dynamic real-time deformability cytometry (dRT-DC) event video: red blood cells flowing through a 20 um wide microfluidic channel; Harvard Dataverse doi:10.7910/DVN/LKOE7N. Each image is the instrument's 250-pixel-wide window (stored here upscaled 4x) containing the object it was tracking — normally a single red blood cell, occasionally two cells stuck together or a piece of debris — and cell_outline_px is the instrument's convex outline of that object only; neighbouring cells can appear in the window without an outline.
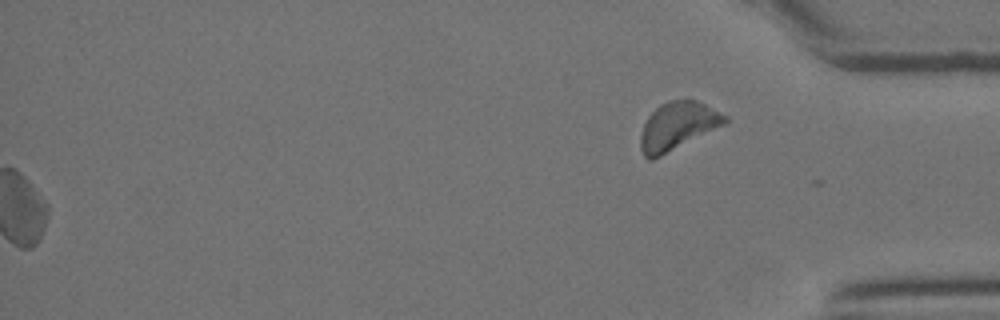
{"species": "Egyptian fruit bat (a non-hibernating species)", "species_latin": "Rousettus aegyptiacus", "temperature_condition": "room temperature", "stored_images_in_passage": 27, "segment_of_instrument_passage": [2, 2], "camera_frame_rate_fps": 3000, "um_per_image_px": 0.085, "animal": {"sex": "female"}, "frame": {"image": 1, "passage_image": 27, "time_ms": 8.667, "image_size_px": [1000, 320], "cell_outline_px": [[728, 120], [724, 124], [652, 160], [648, 160], [644, 156], [640, 148], [640, 136], [644, 124], [648, 116], [660, 104], [668, 100], [696, 100], [728, 116]], "centroid_in_image_um": [57.56, 10.71], "position_along_channel_um": 377.6, "area_um2": 23.12}}